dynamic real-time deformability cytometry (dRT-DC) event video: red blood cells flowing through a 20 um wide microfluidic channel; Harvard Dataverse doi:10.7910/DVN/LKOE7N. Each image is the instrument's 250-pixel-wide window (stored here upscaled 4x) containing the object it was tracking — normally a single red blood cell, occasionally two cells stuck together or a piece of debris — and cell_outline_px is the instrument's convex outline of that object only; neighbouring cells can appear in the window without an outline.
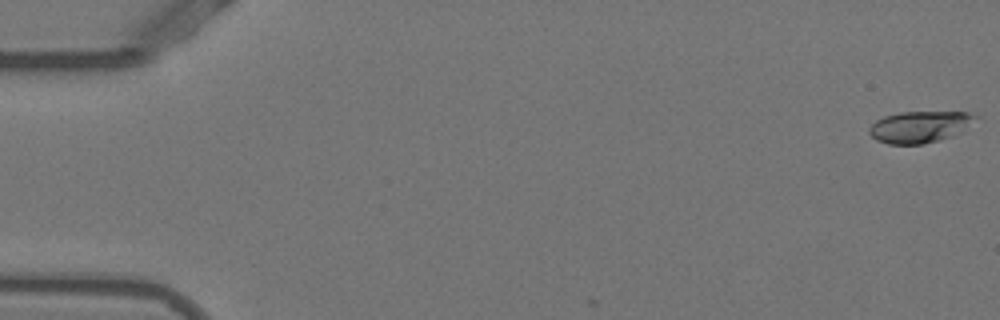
{"species": "Egyptian fruit bat (a non-hibernating species)", "species_latin": "Rousettus aegyptiacus", "temperature_condition": "warm", "stored_images_in_passage": 4, "camera_frame_rate_fps": 3000, "um_per_image_px": 0.085, "animal": {"sex": "female"}, "frame": {"image": 1, "passage_image": 1, "time_ms": 0.0, "image_size_px": [1000, 320], "cell_outline_px": [[980, 116], [960, 132], [952, 136], [924, 144], [888, 144], [876, 140], [868, 132], [868, 128], [876, 120], [884, 116], [900, 112], [968, 112]], "centroid_in_image_um": [78.16, 10.78], "position_along_channel_um": 6.8, "area_um2": 19.54}}